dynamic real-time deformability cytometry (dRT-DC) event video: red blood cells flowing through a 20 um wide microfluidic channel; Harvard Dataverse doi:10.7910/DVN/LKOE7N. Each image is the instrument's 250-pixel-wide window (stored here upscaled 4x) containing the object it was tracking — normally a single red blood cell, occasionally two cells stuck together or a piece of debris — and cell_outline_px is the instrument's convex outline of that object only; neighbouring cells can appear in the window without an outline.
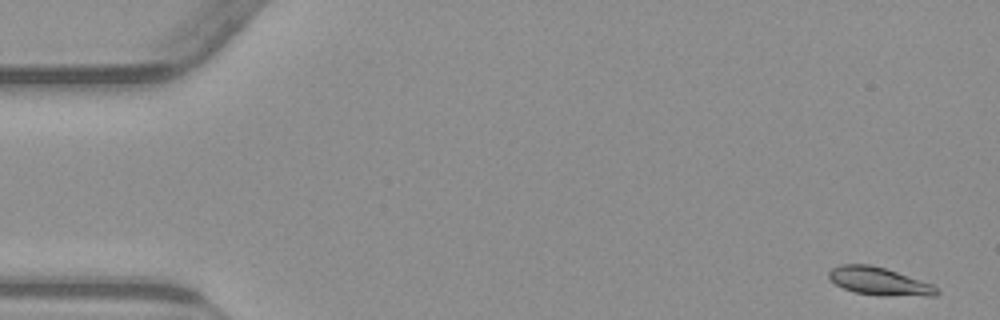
{"species": "common noctule bat (a hibernating species)", "species_latin": "Nyctalus noctula", "temperature_condition": "warm", "stored_images_in_passage": 53, "camera_frame_rate_fps": 3000, "um_per_image_px": 0.085, "animal": {"sex": "male", "body_mass_g": 23.1, "forearm_length_mm": 52.7}, "frame": {"image": 1, "passage_image": 1, "time_ms": 0.0, "image_size_px": [1000, 320], "cell_outline_px": [[940, 292], [936, 296], [880, 296], [856, 292], [844, 288], [836, 284], [828, 276], [828, 272], [832, 268], [840, 264], [868, 264], [884, 268], [932, 284]], "centroid_in_image_um": [74.74, 23.92], "position_along_channel_um": 10.3, "area_um2": 17.4}}
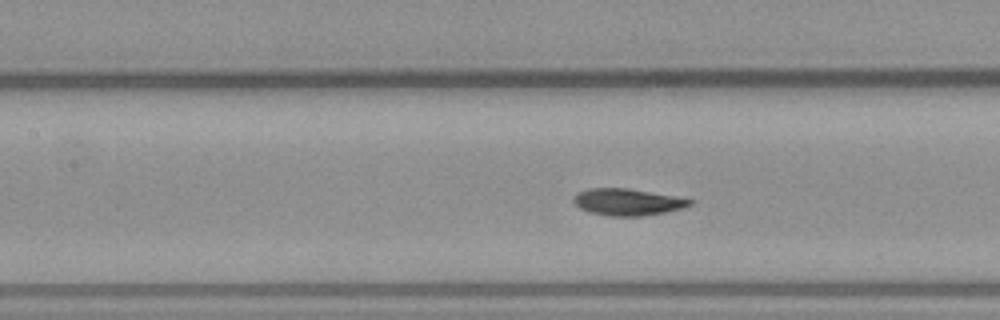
{"frame": {"image": 2, "passage_image": 23, "time_ms": 7.333, "image_size_px": [1000, 320], "cell_outline_px": [[696, 200], [692, 204], [680, 208], [664, 212], [644, 216], [608, 216], [588, 212], [580, 208], [572, 200], [580, 192], [588, 188], [628, 188]], "centroid_in_image_um": [53.34, 17.17], "position_along_channel_um": 154.1, "area_um2": 17.98}}
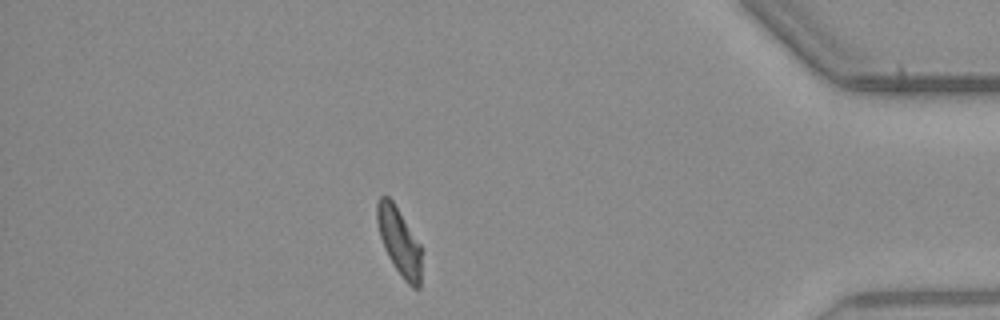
{"frame": {"image": 3, "passage_image": 46, "time_ms": 15.0, "image_size_px": [1000, 320], "cell_outline_px": [[420, 288], [412, 288], [404, 280], [388, 256], [384, 248], [380, 236], [376, 220], [376, 204], [380, 196], [388, 196], [392, 200], [420, 244]], "centroid_in_image_um": [33.9, 20.51], "position_along_channel_um": 401.3, "area_um2": 17.17}, "authors_computed_cell_mechanics": {"area_um2": 18.1492, "velocity_mm_per_s": 3.8106, "shape_relaxation_time_tau1_ms": 3.1505, "shape_relaxation_time_tau2_ms": 1.2806, "deformation_change_tau1": 0.141, "deformation_change_tau2": 0.0558}}